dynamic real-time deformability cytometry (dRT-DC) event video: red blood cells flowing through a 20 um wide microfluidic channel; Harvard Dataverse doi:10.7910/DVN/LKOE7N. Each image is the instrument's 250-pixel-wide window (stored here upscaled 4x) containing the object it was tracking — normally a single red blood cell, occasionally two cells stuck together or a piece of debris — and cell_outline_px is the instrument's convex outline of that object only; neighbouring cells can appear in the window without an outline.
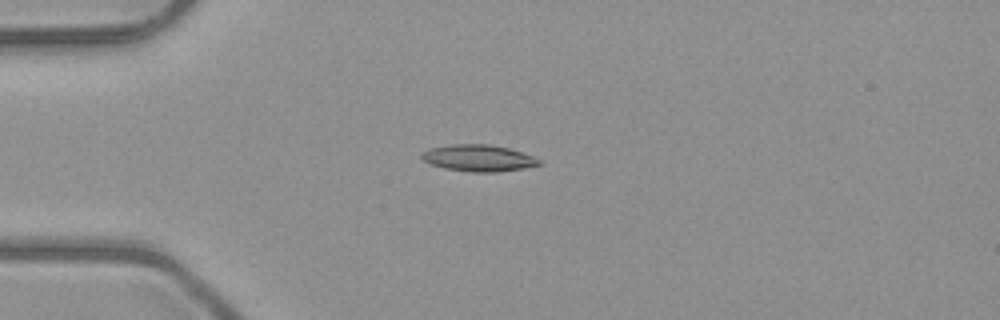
{"species": "common noctule bat (a hibernating species)", "species_latin": "Nyctalus noctula", "temperature_condition": "room temperature", "stored_images_in_passage": 39, "camera_frame_rate_fps": 3000, "um_per_image_px": 0.085, "animal": {"sex": "male", "body_mass_g": 23.1, "forearm_length_mm": 52.7}, "frame": {"image": 1, "passage_image": 1, "time_ms": 0.0, "image_size_px": [1000, 320], "cell_outline_px": [[544, 164], [524, 168], [496, 172], [472, 172], [444, 168], [428, 164], [420, 156], [428, 148], [452, 144], [488, 144], [508, 148], [532, 156], [540, 160]], "centroid_in_image_um": [40.65, 13.44], "position_along_channel_um": 44.3, "area_um2": 18.21}}
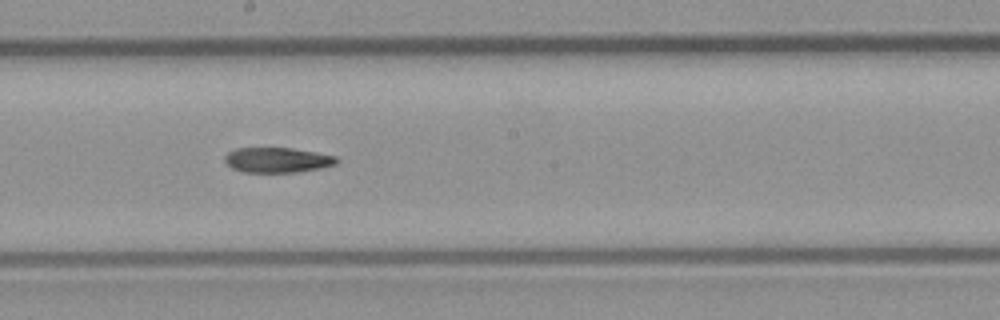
{"frame": {"image": 2, "passage_image": 16, "time_ms": 5.0, "image_size_px": [1000, 320], "cell_outline_px": [[340, 160], [336, 164], [320, 168], [296, 172], [240, 172], [232, 168], [224, 160], [224, 156], [228, 152], [236, 148], [292, 148], [316, 152], [336, 156]], "centroid_in_image_um": [23.57, 13.6], "position_along_channel_um": 224.6, "area_um2": 16.42}}
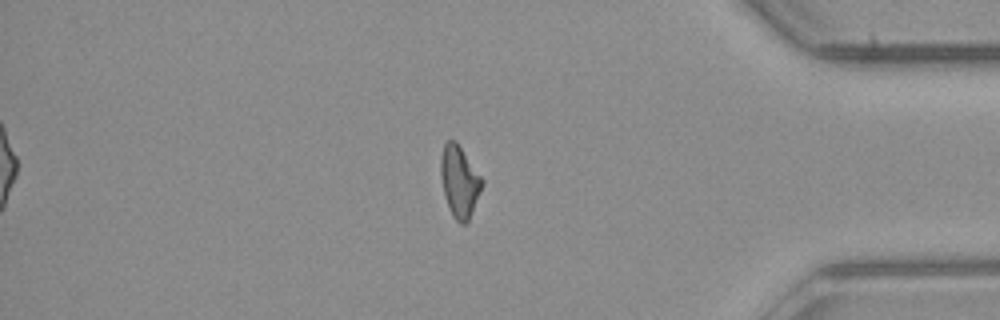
{"frame": {"image": 3, "passage_image": 31, "time_ms": 10.0, "image_size_px": [1000, 320], "cell_outline_px": [[484, 184], [468, 224], [460, 224], [452, 216], [444, 196], [440, 176], [440, 160], [444, 144], [448, 140], [456, 140], [484, 180]], "centroid_in_image_um": [39.06, 15.46], "position_along_channel_um": 396.1, "area_um2": 17.57}}